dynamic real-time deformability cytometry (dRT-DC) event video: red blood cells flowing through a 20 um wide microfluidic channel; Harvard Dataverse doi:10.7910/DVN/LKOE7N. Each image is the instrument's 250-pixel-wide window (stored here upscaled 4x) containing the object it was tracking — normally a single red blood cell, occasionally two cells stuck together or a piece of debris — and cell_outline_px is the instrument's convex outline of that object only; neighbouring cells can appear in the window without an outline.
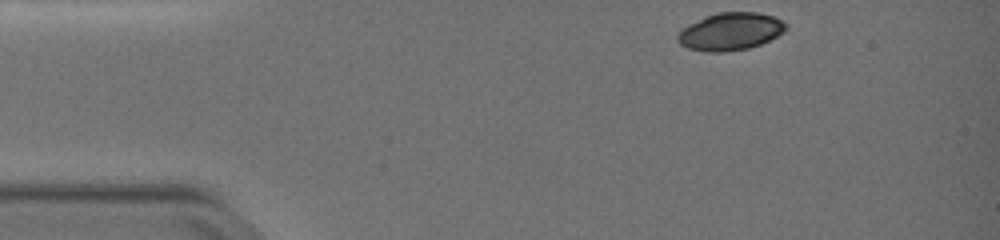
{"species": "common noctule bat (a hibernating species)", "species_latin": "Nyctalus noctula", "temperature_condition": "warm", "stored_images_in_passage": 41, "camera_frame_rate_fps": 3000, "um_per_image_px": 0.085, "animal": {"sex": "female", "body_mass_g": 19.0, "forearm_length_mm": 51.5}, "frame": {"image": 1, "passage_image": 1, "time_ms": 0.0, "image_size_px": [1000, 240], "cell_outline_px": [[788, 28], [784, 32], [760, 44], [748, 48], [720, 52], [708, 52], [688, 48], [680, 44], [676, 40], [676, 36], [688, 24], [716, 12], [760, 12], [772, 16], [788, 24]], "centroid_in_image_um": [62.08, 2.67], "position_along_channel_um": 22.9, "area_um2": 23.58}}
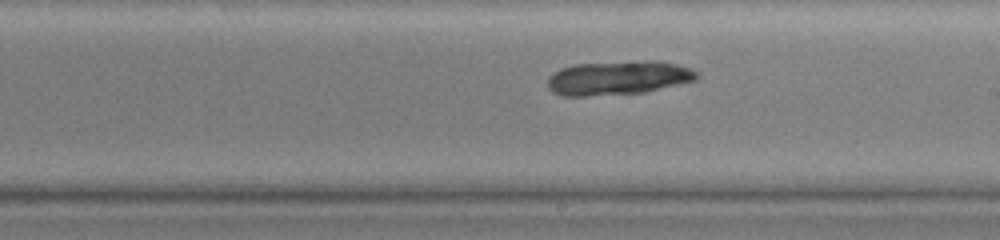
{"frame": {"image": 2, "passage_image": 24, "time_ms": 7.667, "image_size_px": [1000, 240], "cell_outline_px": [[700, 76], [696, 80], [644, 92], [588, 96], [560, 96], [552, 92], [548, 88], [548, 76], [552, 72], [560, 68], [572, 64], [644, 60], [656, 60], [676, 64], [700, 72]], "centroid_in_image_um": [52.51, 6.61], "position_along_channel_um": 236.5, "area_um2": 29.94}}
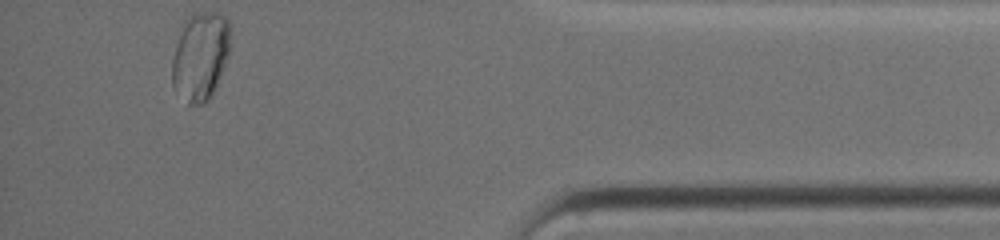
{"frame": {"image": 3, "passage_image": 41, "time_ms": 13.333, "image_size_px": [1000, 240], "cell_outline_px": [[232, 24], [228, 52], [220, 76], [208, 100], [200, 104], [188, 104], [172, 84], [172, 60], [176, 44], [184, 20], [192, 12], [216, 12], [224, 16]], "centroid_in_image_um": [17.03, 4.7], "position_along_channel_um": 418.2, "area_um2": 29.88}, "authors_computed_cell_mechanics": {"area_um2": 29.0156, "velocity_mm_per_s": 3.7629, "shape_relaxation_time_tau1_ms": 5.0605, "shape_relaxation_time_tau2_ms": null, "deformation_change_tau1": 0.1448, "deformation_change_tau2": null}}